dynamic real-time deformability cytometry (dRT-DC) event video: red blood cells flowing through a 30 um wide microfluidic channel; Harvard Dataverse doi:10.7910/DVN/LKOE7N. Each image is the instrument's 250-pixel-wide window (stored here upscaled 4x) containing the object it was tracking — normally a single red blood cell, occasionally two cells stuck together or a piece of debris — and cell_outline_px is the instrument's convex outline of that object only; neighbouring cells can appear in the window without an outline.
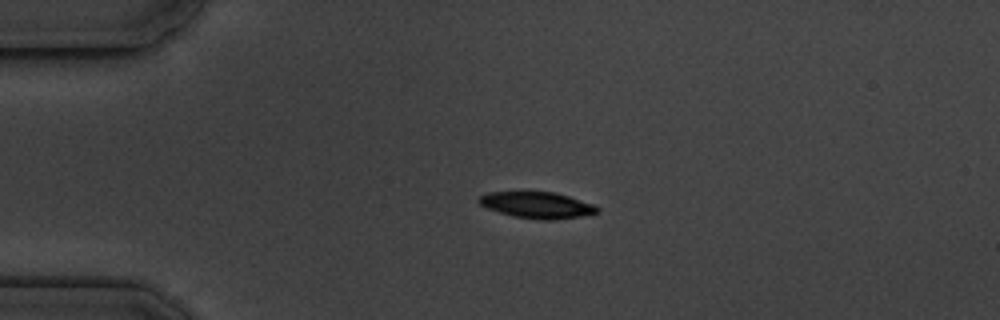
{"species": "common noctule bat (a hibernating species)", "species_latin": "Nyctalus noctula", "temperature_condition": "cold", "stored_images_in_passage": 4, "camera_frame_rate_fps": 3000, "um_per_image_px": 0.085, "animal": {"sex": "male", "body_mass_g": 19.5, "forearm_length_mm": 54.6}, "frame": {"image": 1, "passage_image": 3, "time_ms": 2.333, "image_size_px": [1000, 320], "cell_outline_px": [[600, 212], [580, 216], [552, 220], [540, 220], [512, 216], [488, 208], [480, 204], [476, 200], [480, 196], [488, 192], [552, 192], [568, 196], [596, 204], [600, 208]], "centroid_in_image_um": [45.68, 17.43], "position_along_channel_um": 39.3, "area_um2": 18.15}}